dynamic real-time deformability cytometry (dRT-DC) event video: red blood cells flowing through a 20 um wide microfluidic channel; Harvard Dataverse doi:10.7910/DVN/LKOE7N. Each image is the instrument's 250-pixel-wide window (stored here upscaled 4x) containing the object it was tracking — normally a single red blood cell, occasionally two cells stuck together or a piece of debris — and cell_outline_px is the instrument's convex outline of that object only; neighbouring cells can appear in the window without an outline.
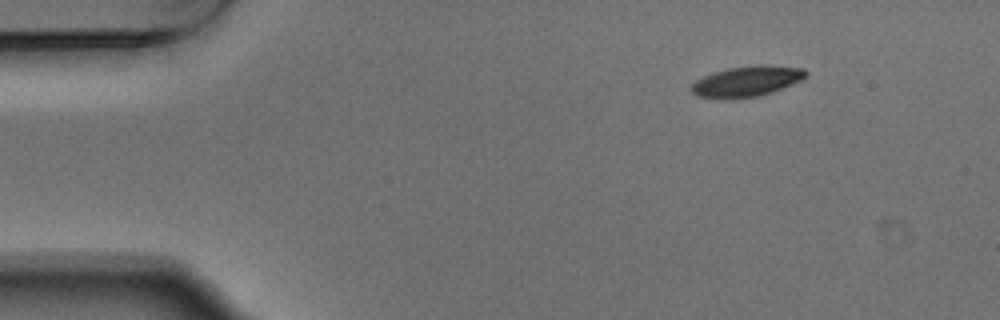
{"species": "Egyptian fruit bat (a non-hibernating species)", "species_latin": "Rousettus aegyptiacus", "temperature_condition": "warm", "stored_images_in_passage": 48, "camera_frame_rate_fps": 3000, "um_per_image_px": 0.085, "animal": {"sex": "male"}, "frame": {"image": 1, "passage_image": 1, "time_ms": 0.0, "image_size_px": [1000, 320], "cell_outline_px": [[808, 72], [800, 80], [772, 92], [760, 96], [724, 100], [720, 100], [696, 96], [688, 88], [696, 80], [712, 72], [728, 68], [756, 64], [768, 64], [804, 68]], "centroid_in_image_um": [63.41, 6.92], "position_along_channel_um": 21.6, "area_um2": 20.81}}
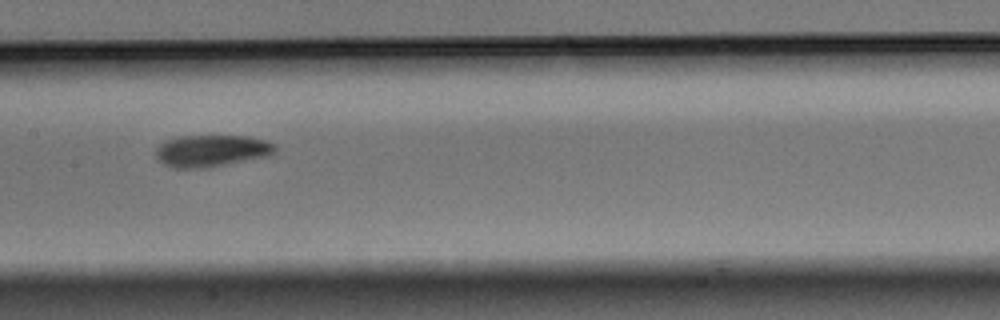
{"frame": {"image": 2, "passage_image": 21, "time_ms": 6.667, "image_size_px": [1000, 320], "cell_outline_px": [[276, 148], [268, 156], [208, 168], [172, 168], [164, 164], [156, 156], [156, 148], [164, 140], [176, 136], [248, 136], [264, 140], [276, 144]], "centroid_in_image_um": [17.95, 12.81], "position_along_channel_um": 189.4, "area_um2": 22.25}}
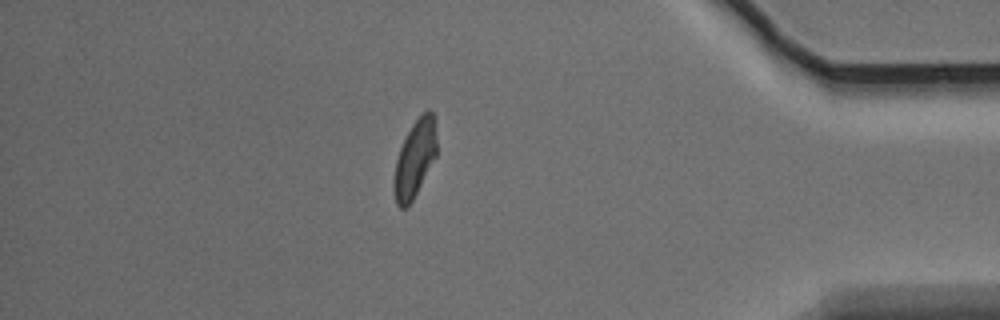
{"frame": {"image": 3, "passage_image": 41, "time_ms": 13.333, "image_size_px": [1000, 320], "cell_outline_px": [[436, 156], [408, 208], [400, 208], [396, 204], [396, 160], [400, 148], [412, 124], [428, 108], [432, 112], [436, 140]], "centroid_in_image_um": [35.28, 13.48], "position_along_channel_um": 399.9, "area_um2": 18.32}, "authors_computed_cell_mechanics": {"area_um2": 20.9814, "velocity_mm_per_s": 3.7118, "shape_relaxation_time_tau1_ms": 3.7853, "shape_relaxation_time_tau2_ms": 5.0183, "deformation_change_tau1": 0.1517, "deformation_change_tau2": 0.1086}}